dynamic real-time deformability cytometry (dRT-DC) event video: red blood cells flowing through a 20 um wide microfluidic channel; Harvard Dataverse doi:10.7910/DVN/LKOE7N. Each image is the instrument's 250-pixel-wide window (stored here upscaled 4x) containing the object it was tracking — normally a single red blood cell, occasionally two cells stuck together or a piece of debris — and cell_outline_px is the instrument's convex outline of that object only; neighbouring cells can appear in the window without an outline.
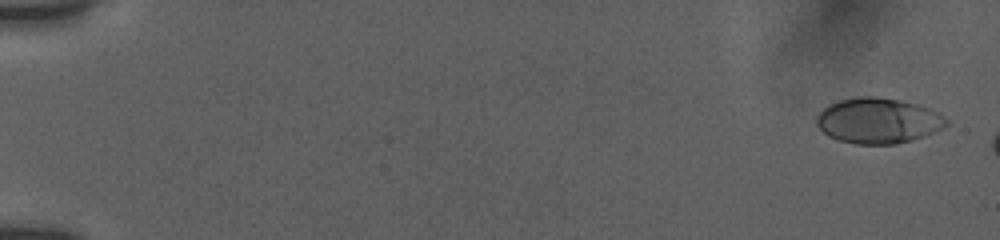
{"species": "human", "species_latin": "Homo sapiens", "temperature_condition": "room temperature", "stored_images_in_passage": 10, "camera_frame_rate_fps": 3000, "um_per_image_px": 0.085, "donor": {"sex": "female"}, "frame": {"image": 1, "passage_image": 2, "time_ms": 0.333, "image_size_px": [1000, 240], "cell_outline_px": [[948, 124], [924, 136], [912, 140], [896, 144], [856, 144], [836, 140], [828, 136], [816, 124], [816, 116], [828, 104], [840, 100], [860, 96], [876, 96], [900, 100], [932, 108], [944, 116], [948, 120]], "centroid_in_image_um": [74.63, 10.25], "position_along_channel_um": 10.4, "area_um2": 34.51}}